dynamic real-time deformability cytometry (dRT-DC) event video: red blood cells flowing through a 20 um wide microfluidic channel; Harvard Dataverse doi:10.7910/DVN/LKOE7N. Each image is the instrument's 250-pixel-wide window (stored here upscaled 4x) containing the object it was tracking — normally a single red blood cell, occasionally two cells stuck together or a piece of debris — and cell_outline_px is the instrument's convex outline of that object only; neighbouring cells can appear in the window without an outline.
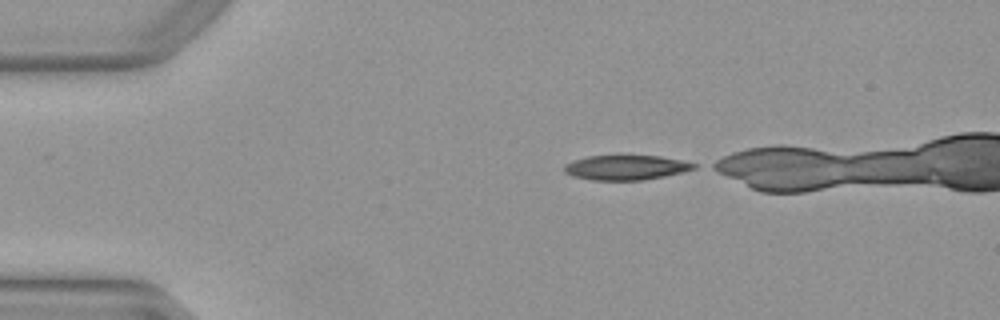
{"species": "Egyptian fruit bat (a non-hibernating species)", "species_latin": "Rousettus aegyptiacus", "temperature_condition": "warm", "stored_images_in_passage": 33, "camera_frame_rate_fps": 3000, "um_per_image_px": 0.085, "animal": {"sex": "female"}, "frame": {"image": 1, "passage_image": 1, "time_ms": 0.0, "image_size_px": [1000, 320], "cell_outline_px": [[696, 168], [664, 176], [644, 180], [592, 180], [572, 176], [564, 172], [564, 164], [572, 160], [588, 156], [660, 156], [680, 160], [696, 164]], "centroid_in_image_um": [53.15, 14.24], "position_along_channel_um": 31.9, "area_um2": 18.55}}
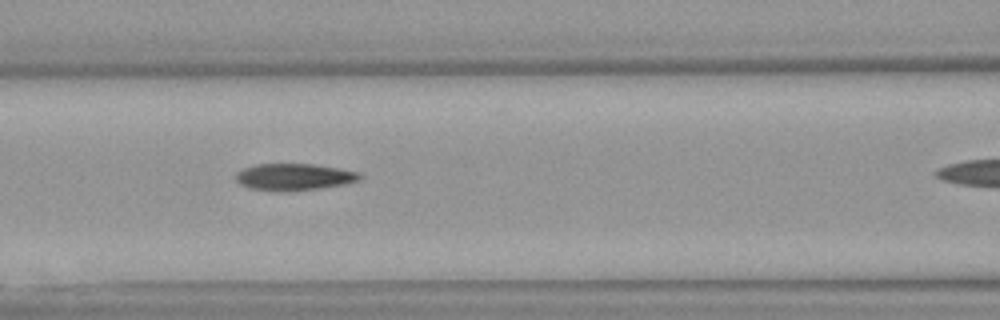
{"frame": {"image": 2, "passage_image": 13, "time_ms": 4.0, "image_size_px": [1000, 320], "cell_outline_px": [[364, 176], [360, 180], [344, 184], [320, 188], [288, 192], [284, 192], [248, 188], [240, 184], [236, 180], [236, 172], [244, 168], [256, 164], [312, 164], [360, 172]], "centroid_in_image_um": [25.0, 15.05], "position_along_channel_um": 141.6, "area_um2": 19.48}}
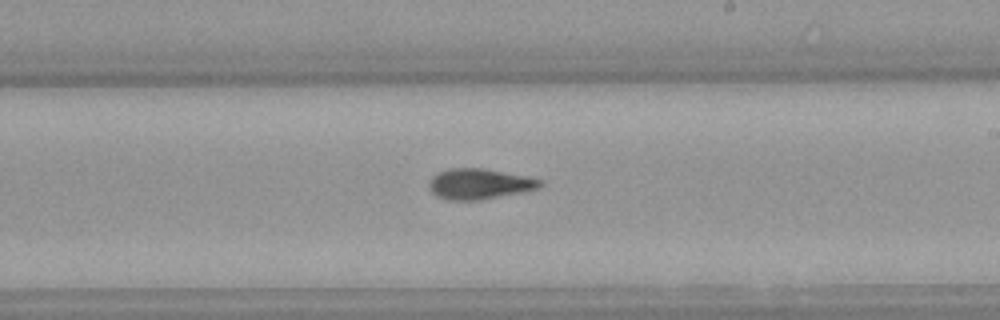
{"frame": {"image": 3, "passage_image": 21, "time_ms": 6.667, "image_size_px": [1000, 320], "cell_outline_px": [[544, 184], [540, 188], [480, 200], [448, 200], [436, 196], [428, 188], [428, 180], [436, 172], [448, 168], [484, 168], [528, 176], [544, 180]], "centroid_in_image_um": [40.73, 15.62], "position_along_channel_um": 248.3, "area_um2": 20.11}}